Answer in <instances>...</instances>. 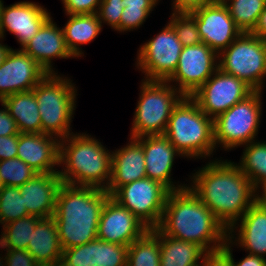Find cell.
<instances>
[{
	"instance_id": "6da1fadb",
	"label": "cell",
	"mask_w": 266,
	"mask_h": 266,
	"mask_svg": "<svg viewBox=\"0 0 266 266\" xmlns=\"http://www.w3.org/2000/svg\"><path fill=\"white\" fill-rule=\"evenodd\" d=\"M192 179L190 190L233 236L237 221L259 197L249 178L234 162L214 160Z\"/></svg>"
},
{
	"instance_id": "7a4b0ae2",
	"label": "cell",
	"mask_w": 266,
	"mask_h": 266,
	"mask_svg": "<svg viewBox=\"0 0 266 266\" xmlns=\"http://www.w3.org/2000/svg\"><path fill=\"white\" fill-rule=\"evenodd\" d=\"M158 228L201 246L208 254L220 252L228 238L227 229L189 187L169 192Z\"/></svg>"
},
{
	"instance_id": "3957f363",
	"label": "cell",
	"mask_w": 266,
	"mask_h": 266,
	"mask_svg": "<svg viewBox=\"0 0 266 266\" xmlns=\"http://www.w3.org/2000/svg\"><path fill=\"white\" fill-rule=\"evenodd\" d=\"M109 197L101 188L61 185L53 218L63 250L97 239L101 211Z\"/></svg>"
},
{
	"instance_id": "277c9868",
	"label": "cell",
	"mask_w": 266,
	"mask_h": 266,
	"mask_svg": "<svg viewBox=\"0 0 266 266\" xmlns=\"http://www.w3.org/2000/svg\"><path fill=\"white\" fill-rule=\"evenodd\" d=\"M60 140L59 164H65V169L58 170L62 182L107 189L111 178L112 153L86 133H73Z\"/></svg>"
},
{
	"instance_id": "5b68a950",
	"label": "cell",
	"mask_w": 266,
	"mask_h": 266,
	"mask_svg": "<svg viewBox=\"0 0 266 266\" xmlns=\"http://www.w3.org/2000/svg\"><path fill=\"white\" fill-rule=\"evenodd\" d=\"M164 135L185 157L210 156L215 149L214 119L189 96L173 108Z\"/></svg>"
},
{
	"instance_id": "8992f818",
	"label": "cell",
	"mask_w": 266,
	"mask_h": 266,
	"mask_svg": "<svg viewBox=\"0 0 266 266\" xmlns=\"http://www.w3.org/2000/svg\"><path fill=\"white\" fill-rule=\"evenodd\" d=\"M70 79L48 73L32 90L37 100L43 134L57 139L70 134V122L75 110L76 89ZM59 137V138H58Z\"/></svg>"
},
{
	"instance_id": "52a82bcc",
	"label": "cell",
	"mask_w": 266,
	"mask_h": 266,
	"mask_svg": "<svg viewBox=\"0 0 266 266\" xmlns=\"http://www.w3.org/2000/svg\"><path fill=\"white\" fill-rule=\"evenodd\" d=\"M173 87L168 81H143L131 138L164 134L173 108L184 97L176 86Z\"/></svg>"
},
{
	"instance_id": "ba28073f",
	"label": "cell",
	"mask_w": 266,
	"mask_h": 266,
	"mask_svg": "<svg viewBox=\"0 0 266 266\" xmlns=\"http://www.w3.org/2000/svg\"><path fill=\"white\" fill-rule=\"evenodd\" d=\"M218 57L219 69L261 91L266 76V40L242 32Z\"/></svg>"
},
{
	"instance_id": "9c48e42d",
	"label": "cell",
	"mask_w": 266,
	"mask_h": 266,
	"mask_svg": "<svg viewBox=\"0 0 266 266\" xmlns=\"http://www.w3.org/2000/svg\"><path fill=\"white\" fill-rule=\"evenodd\" d=\"M261 91L233 105L214 119V142L230 150L255 141L261 118Z\"/></svg>"
},
{
	"instance_id": "30bf717a",
	"label": "cell",
	"mask_w": 266,
	"mask_h": 266,
	"mask_svg": "<svg viewBox=\"0 0 266 266\" xmlns=\"http://www.w3.org/2000/svg\"><path fill=\"white\" fill-rule=\"evenodd\" d=\"M169 192L158 181L145 177L121 186L111 197L153 229L161 223Z\"/></svg>"
},
{
	"instance_id": "8fae6325",
	"label": "cell",
	"mask_w": 266,
	"mask_h": 266,
	"mask_svg": "<svg viewBox=\"0 0 266 266\" xmlns=\"http://www.w3.org/2000/svg\"><path fill=\"white\" fill-rule=\"evenodd\" d=\"M183 45L170 23L139 49L137 67L145 80L167 81L175 72Z\"/></svg>"
},
{
	"instance_id": "7c38bea8",
	"label": "cell",
	"mask_w": 266,
	"mask_h": 266,
	"mask_svg": "<svg viewBox=\"0 0 266 266\" xmlns=\"http://www.w3.org/2000/svg\"><path fill=\"white\" fill-rule=\"evenodd\" d=\"M213 75L190 96L213 119L255 91L243 80L219 68Z\"/></svg>"
},
{
	"instance_id": "4fadbf2b",
	"label": "cell",
	"mask_w": 266,
	"mask_h": 266,
	"mask_svg": "<svg viewBox=\"0 0 266 266\" xmlns=\"http://www.w3.org/2000/svg\"><path fill=\"white\" fill-rule=\"evenodd\" d=\"M218 54L204 43L183 47L178 66L167 80L177 81L176 88L183 96L195 93L219 68Z\"/></svg>"
},
{
	"instance_id": "5bb4252c",
	"label": "cell",
	"mask_w": 266,
	"mask_h": 266,
	"mask_svg": "<svg viewBox=\"0 0 266 266\" xmlns=\"http://www.w3.org/2000/svg\"><path fill=\"white\" fill-rule=\"evenodd\" d=\"M149 228L111 196L106 200L97 228V239L129 246Z\"/></svg>"
},
{
	"instance_id": "9a60e30c",
	"label": "cell",
	"mask_w": 266,
	"mask_h": 266,
	"mask_svg": "<svg viewBox=\"0 0 266 266\" xmlns=\"http://www.w3.org/2000/svg\"><path fill=\"white\" fill-rule=\"evenodd\" d=\"M192 13L195 16L202 43L218 55L242 33L224 3L214 2Z\"/></svg>"
},
{
	"instance_id": "2e32d148",
	"label": "cell",
	"mask_w": 266,
	"mask_h": 266,
	"mask_svg": "<svg viewBox=\"0 0 266 266\" xmlns=\"http://www.w3.org/2000/svg\"><path fill=\"white\" fill-rule=\"evenodd\" d=\"M47 74L30 55L11 49L0 66V100L32 90Z\"/></svg>"
},
{
	"instance_id": "e0dca14e",
	"label": "cell",
	"mask_w": 266,
	"mask_h": 266,
	"mask_svg": "<svg viewBox=\"0 0 266 266\" xmlns=\"http://www.w3.org/2000/svg\"><path fill=\"white\" fill-rule=\"evenodd\" d=\"M49 18L48 11L35 2L21 1L9 7L3 5L0 16V39L4 37L6 29L16 35L23 47Z\"/></svg>"
},
{
	"instance_id": "ac0fdd59",
	"label": "cell",
	"mask_w": 266,
	"mask_h": 266,
	"mask_svg": "<svg viewBox=\"0 0 266 266\" xmlns=\"http://www.w3.org/2000/svg\"><path fill=\"white\" fill-rule=\"evenodd\" d=\"M142 145L145 158L146 178L158 181L170 192L186 188L187 186L178 185L175 187L171 181V170L174 157L180 153L170 143L164 134L143 136L136 138Z\"/></svg>"
},
{
	"instance_id": "d6986e66",
	"label": "cell",
	"mask_w": 266,
	"mask_h": 266,
	"mask_svg": "<svg viewBox=\"0 0 266 266\" xmlns=\"http://www.w3.org/2000/svg\"><path fill=\"white\" fill-rule=\"evenodd\" d=\"M128 246L99 239L63 250L59 266H127Z\"/></svg>"
},
{
	"instance_id": "ffe728a7",
	"label": "cell",
	"mask_w": 266,
	"mask_h": 266,
	"mask_svg": "<svg viewBox=\"0 0 266 266\" xmlns=\"http://www.w3.org/2000/svg\"><path fill=\"white\" fill-rule=\"evenodd\" d=\"M63 184L58 172L38 173L19 187L27 213L39 218L54 216L57 195Z\"/></svg>"
},
{
	"instance_id": "44dd1931",
	"label": "cell",
	"mask_w": 266,
	"mask_h": 266,
	"mask_svg": "<svg viewBox=\"0 0 266 266\" xmlns=\"http://www.w3.org/2000/svg\"><path fill=\"white\" fill-rule=\"evenodd\" d=\"M59 143L56 137L43 133H20L17 158L24 161L37 173L58 172Z\"/></svg>"
},
{
	"instance_id": "7402d4cb",
	"label": "cell",
	"mask_w": 266,
	"mask_h": 266,
	"mask_svg": "<svg viewBox=\"0 0 266 266\" xmlns=\"http://www.w3.org/2000/svg\"><path fill=\"white\" fill-rule=\"evenodd\" d=\"M21 50L30 55L47 73H53V58L74 57L68 50L63 30L53 23L50 17L36 35Z\"/></svg>"
},
{
	"instance_id": "603a6c76",
	"label": "cell",
	"mask_w": 266,
	"mask_h": 266,
	"mask_svg": "<svg viewBox=\"0 0 266 266\" xmlns=\"http://www.w3.org/2000/svg\"><path fill=\"white\" fill-rule=\"evenodd\" d=\"M130 144L112 152L110 183L105 189L112 196L121 186L146 177L142 145L134 138Z\"/></svg>"
},
{
	"instance_id": "cb8c5ba5",
	"label": "cell",
	"mask_w": 266,
	"mask_h": 266,
	"mask_svg": "<svg viewBox=\"0 0 266 266\" xmlns=\"http://www.w3.org/2000/svg\"><path fill=\"white\" fill-rule=\"evenodd\" d=\"M27 251L40 266H59L63 249L52 217L41 218L32 233Z\"/></svg>"
},
{
	"instance_id": "d4e9b609",
	"label": "cell",
	"mask_w": 266,
	"mask_h": 266,
	"mask_svg": "<svg viewBox=\"0 0 266 266\" xmlns=\"http://www.w3.org/2000/svg\"><path fill=\"white\" fill-rule=\"evenodd\" d=\"M238 239L235 240L249 254H266V205L258 198L240 218Z\"/></svg>"
},
{
	"instance_id": "484cf974",
	"label": "cell",
	"mask_w": 266,
	"mask_h": 266,
	"mask_svg": "<svg viewBox=\"0 0 266 266\" xmlns=\"http://www.w3.org/2000/svg\"><path fill=\"white\" fill-rule=\"evenodd\" d=\"M1 101L16 121L20 133H42L41 117L33 90L6 96Z\"/></svg>"
},
{
	"instance_id": "4316f807",
	"label": "cell",
	"mask_w": 266,
	"mask_h": 266,
	"mask_svg": "<svg viewBox=\"0 0 266 266\" xmlns=\"http://www.w3.org/2000/svg\"><path fill=\"white\" fill-rule=\"evenodd\" d=\"M207 255L201 246L165 235L160 230V266H202L199 258Z\"/></svg>"
},
{
	"instance_id": "83f0119b",
	"label": "cell",
	"mask_w": 266,
	"mask_h": 266,
	"mask_svg": "<svg viewBox=\"0 0 266 266\" xmlns=\"http://www.w3.org/2000/svg\"><path fill=\"white\" fill-rule=\"evenodd\" d=\"M102 29L97 14L69 15V20L62 28L65 43L74 57H81L83 52L78 47L94 40Z\"/></svg>"
},
{
	"instance_id": "f1b7e54d",
	"label": "cell",
	"mask_w": 266,
	"mask_h": 266,
	"mask_svg": "<svg viewBox=\"0 0 266 266\" xmlns=\"http://www.w3.org/2000/svg\"><path fill=\"white\" fill-rule=\"evenodd\" d=\"M127 266H160V229H149L128 246Z\"/></svg>"
},
{
	"instance_id": "f546056e",
	"label": "cell",
	"mask_w": 266,
	"mask_h": 266,
	"mask_svg": "<svg viewBox=\"0 0 266 266\" xmlns=\"http://www.w3.org/2000/svg\"><path fill=\"white\" fill-rule=\"evenodd\" d=\"M238 167L251 181L257 191L266 187V142H250L246 144L242 160ZM260 185V186H259Z\"/></svg>"
},
{
	"instance_id": "4dcf8cb0",
	"label": "cell",
	"mask_w": 266,
	"mask_h": 266,
	"mask_svg": "<svg viewBox=\"0 0 266 266\" xmlns=\"http://www.w3.org/2000/svg\"><path fill=\"white\" fill-rule=\"evenodd\" d=\"M41 218L28 215L3 226L0 247L6 249L27 250L37 222Z\"/></svg>"
},
{
	"instance_id": "1f68e13d",
	"label": "cell",
	"mask_w": 266,
	"mask_h": 266,
	"mask_svg": "<svg viewBox=\"0 0 266 266\" xmlns=\"http://www.w3.org/2000/svg\"><path fill=\"white\" fill-rule=\"evenodd\" d=\"M224 4L236 26L242 32L251 33L266 6V0H226Z\"/></svg>"
},
{
	"instance_id": "d6a6232c",
	"label": "cell",
	"mask_w": 266,
	"mask_h": 266,
	"mask_svg": "<svg viewBox=\"0 0 266 266\" xmlns=\"http://www.w3.org/2000/svg\"><path fill=\"white\" fill-rule=\"evenodd\" d=\"M28 215L19 187L4 186L0 190V223L5 225Z\"/></svg>"
},
{
	"instance_id": "836d02e7",
	"label": "cell",
	"mask_w": 266,
	"mask_h": 266,
	"mask_svg": "<svg viewBox=\"0 0 266 266\" xmlns=\"http://www.w3.org/2000/svg\"><path fill=\"white\" fill-rule=\"evenodd\" d=\"M37 172L19 158L0 161V177L4 186L20 187Z\"/></svg>"
},
{
	"instance_id": "e575fe53",
	"label": "cell",
	"mask_w": 266,
	"mask_h": 266,
	"mask_svg": "<svg viewBox=\"0 0 266 266\" xmlns=\"http://www.w3.org/2000/svg\"><path fill=\"white\" fill-rule=\"evenodd\" d=\"M169 23L174 28L183 47L197 45L202 42L192 12H173Z\"/></svg>"
},
{
	"instance_id": "d590c367",
	"label": "cell",
	"mask_w": 266,
	"mask_h": 266,
	"mask_svg": "<svg viewBox=\"0 0 266 266\" xmlns=\"http://www.w3.org/2000/svg\"><path fill=\"white\" fill-rule=\"evenodd\" d=\"M124 8V0H102L97 11L98 19L120 31V17Z\"/></svg>"
},
{
	"instance_id": "8d00e7d4",
	"label": "cell",
	"mask_w": 266,
	"mask_h": 266,
	"mask_svg": "<svg viewBox=\"0 0 266 266\" xmlns=\"http://www.w3.org/2000/svg\"><path fill=\"white\" fill-rule=\"evenodd\" d=\"M154 7H125L120 17V31L140 27Z\"/></svg>"
},
{
	"instance_id": "74e56055",
	"label": "cell",
	"mask_w": 266,
	"mask_h": 266,
	"mask_svg": "<svg viewBox=\"0 0 266 266\" xmlns=\"http://www.w3.org/2000/svg\"><path fill=\"white\" fill-rule=\"evenodd\" d=\"M66 15L97 14L102 0H62ZM98 6V7H97Z\"/></svg>"
},
{
	"instance_id": "f35d334b",
	"label": "cell",
	"mask_w": 266,
	"mask_h": 266,
	"mask_svg": "<svg viewBox=\"0 0 266 266\" xmlns=\"http://www.w3.org/2000/svg\"><path fill=\"white\" fill-rule=\"evenodd\" d=\"M6 250L7 255L3 258L4 263L0 257V266H40L27 250Z\"/></svg>"
},
{
	"instance_id": "ab89813d",
	"label": "cell",
	"mask_w": 266,
	"mask_h": 266,
	"mask_svg": "<svg viewBox=\"0 0 266 266\" xmlns=\"http://www.w3.org/2000/svg\"><path fill=\"white\" fill-rule=\"evenodd\" d=\"M232 238L234 237L228 235L223 248L220 250V252L230 261L232 266H266V259L264 257L251 254L247 255L244 259L236 264L232 257V250L230 249V244H233Z\"/></svg>"
},
{
	"instance_id": "60d3db41",
	"label": "cell",
	"mask_w": 266,
	"mask_h": 266,
	"mask_svg": "<svg viewBox=\"0 0 266 266\" xmlns=\"http://www.w3.org/2000/svg\"><path fill=\"white\" fill-rule=\"evenodd\" d=\"M0 102L4 107V109L0 110V136H11L20 134L16 121L9 114L4 103L1 100Z\"/></svg>"
},
{
	"instance_id": "b9f144b4",
	"label": "cell",
	"mask_w": 266,
	"mask_h": 266,
	"mask_svg": "<svg viewBox=\"0 0 266 266\" xmlns=\"http://www.w3.org/2000/svg\"><path fill=\"white\" fill-rule=\"evenodd\" d=\"M18 135L0 136V161L17 157Z\"/></svg>"
},
{
	"instance_id": "7bdbcfd3",
	"label": "cell",
	"mask_w": 266,
	"mask_h": 266,
	"mask_svg": "<svg viewBox=\"0 0 266 266\" xmlns=\"http://www.w3.org/2000/svg\"><path fill=\"white\" fill-rule=\"evenodd\" d=\"M211 3L214 2L212 0H174L172 5L174 12H193Z\"/></svg>"
},
{
	"instance_id": "ee69618b",
	"label": "cell",
	"mask_w": 266,
	"mask_h": 266,
	"mask_svg": "<svg viewBox=\"0 0 266 266\" xmlns=\"http://www.w3.org/2000/svg\"><path fill=\"white\" fill-rule=\"evenodd\" d=\"M202 260V266H232L230 261L221 253L208 254Z\"/></svg>"
},
{
	"instance_id": "f6af8a7d",
	"label": "cell",
	"mask_w": 266,
	"mask_h": 266,
	"mask_svg": "<svg viewBox=\"0 0 266 266\" xmlns=\"http://www.w3.org/2000/svg\"><path fill=\"white\" fill-rule=\"evenodd\" d=\"M251 33L256 37L266 40V6L261 12L257 25Z\"/></svg>"
},
{
	"instance_id": "bcb514c9",
	"label": "cell",
	"mask_w": 266,
	"mask_h": 266,
	"mask_svg": "<svg viewBox=\"0 0 266 266\" xmlns=\"http://www.w3.org/2000/svg\"><path fill=\"white\" fill-rule=\"evenodd\" d=\"M158 0H124L125 7H155Z\"/></svg>"
},
{
	"instance_id": "7dc6e473",
	"label": "cell",
	"mask_w": 266,
	"mask_h": 266,
	"mask_svg": "<svg viewBox=\"0 0 266 266\" xmlns=\"http://www.w3.org/2000/svg\"><path fill=\"white\" fill-rule=\"evenodd\" d=\"M11 48L0 43V66L4 62L6 56L10 52Z\"/></svg>"
},
{
	"instance_id": "c3c4849f",
	"label": "cell",
	"mask_w": 266,
	"mask_h": 266,
	"mask_svg": "<svg viewBox=\"0 0 266 266\" xmlns=\"http://www.w3.org/2000/svg\"><path fill=\"white\" fill-rule=\"evenodd\" d=\"M261 195H259L258 198L266 205V187L263 189V192Z\"/></svg>"
},
{
	"instance_id": "681fc988",
	"label": "cell",
	"mask_w": 266,
	"mask_h": 266,
	"mask_svg": "<svg viewBox=\"0 0 266 266\" xmlns=\"http://www.w3.org/2000/svg\"><path fill=\"white\" fill-rule=\"evenodd\" d=\"M212 1L217 3H224L226 0H212Z\"/></svg>"
},
{
	"instance_id": "f907efd6",
	"label": "cell",
	"mask_w": 266,
	"mask_h": 266,
	"mask_svg": "<svg viewBox=\"0 0 266 266\" xmlns=\"http://www.w3.org/2000/svg\"><path fill=\"white\" fill-rule=\"evenodd\" d=\"M3 187H4V184H3V181H2V179H1V177H0V190H1Z\"/></svg>"
},
{
	"instance_id": "816d5d0a",
	"label": "cell",
	"mask_w": 266,
	"mask_h": 266,
	"mask_svg": "<svg viewBox=\"0 0 266 266\" xmlns=\"http://www.w3.org/2000/svg\"><path fill=\"white\" fill-rule=\"evenodd\" d=\"M2 6H3V3H2V0H0V16H1Z\"/></svg>"
}]
</instances>
